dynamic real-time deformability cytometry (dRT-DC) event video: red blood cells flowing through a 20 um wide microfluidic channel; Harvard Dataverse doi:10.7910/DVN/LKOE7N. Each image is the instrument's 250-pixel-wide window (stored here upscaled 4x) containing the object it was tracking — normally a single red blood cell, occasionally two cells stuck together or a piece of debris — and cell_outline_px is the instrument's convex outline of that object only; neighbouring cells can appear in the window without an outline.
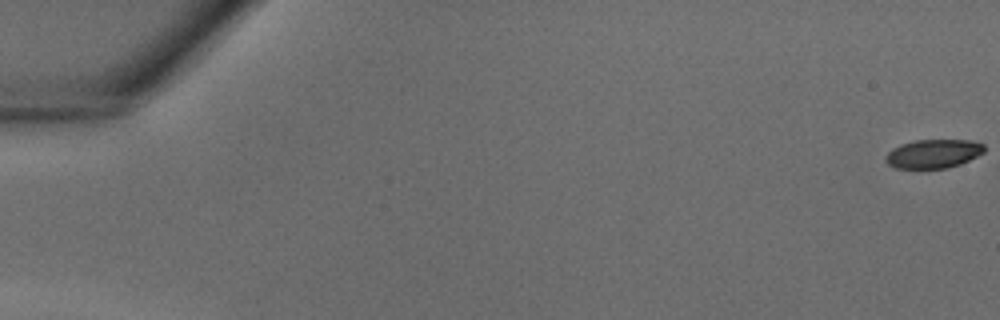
{"species": "common noctule bat (a hibernating species)", "species_latin": "Nyctalus noctula", "temperature_condition": "warm", "stored_images_in_passage": 41, "camera_frame_rate_fps": 3000, "um_per_image_px": 0.085, "animal": {"sex": "male", "body_mass_g": 18.8}, "frame": {"image": 1, "passage_image": 1, "time_ms": 0.0, "image_size_px": [1000, 320], "cell_outline_px": [[984, 152], [960, 164], [948, 168], [896, 168], [888, 164], [884, 160], [884, 156], [892, 148], [900, 144], [916, 140], [972, 140], [984, 144]], "centroid_in_image_um": [79.31, 13.06], "position_along_channel_um": 5.7, "area_um2": 16.59}}
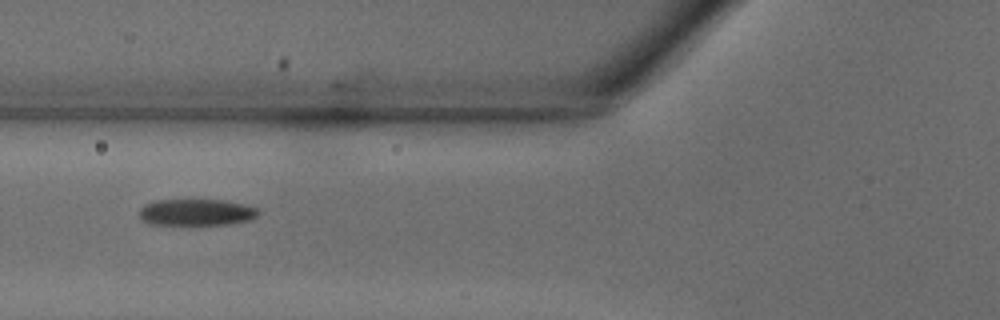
{"frame": {"image": 2, "passage_image": 17, "time_ms": 5.333, "image_size_px": [1000, 320], "cell_outline_px": [[260, 212], [252, 220], [228, 224], [152, 224], [144, 220], [140, 216], [140, 208], [144, 204], [156, 200], [224, 200], [244, 204], [256, 208]], "centroid_in_image_um": [16.72, 18.03], "position_along_channel_um": 109.1, "area_um2": 18.26}}
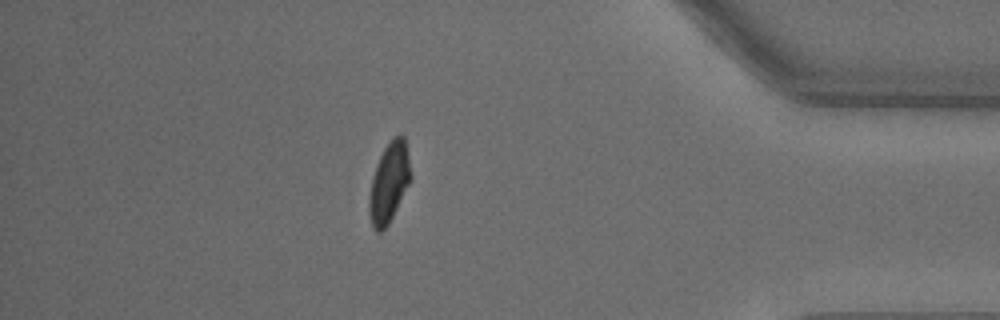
{"frame": {"image": 3, "passage_image": 36, "time_ms": 11.667, "image_size_px": [1000, 320], "cell_outline_px": [[412, 180], [388, 224], [380, 232], [376, 232], [372, 228], [368, 212], [368, 200], [372, 176], [376, 164], [384, 148], [392, 136], [400, 132], [404, 136], [412, 176]], "centroid_in_image_um": [33.07, 15.5], "position_along_channel_um": 402.1, "area_um2": 19.71}}